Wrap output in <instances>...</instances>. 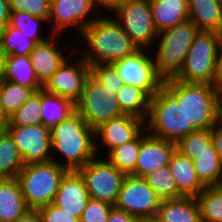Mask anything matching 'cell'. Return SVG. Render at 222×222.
<instances>
[{
  "instance_id": "cell-29",
  "label": "cell",
  "mask_w": 222,
  "mask_h": 222,
  "mask_svg": "<svg viewBox=\"0 0 222 222\" xmlns=\"http://www.w3.org/2000/svg\"><path fill=\"white\" fill-rule=\"evenodd\" d=\"M24 161L13 137L6 130L0 137V179L18 178Z\"/></svg>"
},
{
  "instance_id": "cell-31",
  "label": "cell",
  "mask_w": 222,
  "mask_h": 222,
  "mask_svg": "<svg viewBox=\"0 0 222 222\" xmlns=\"http://www.w3.org/2000/svg\"><path fill=\"white\" fill-rule=\"evenodd\" d=\"M161 200L177 199L179 194L175 179L170 167L162 166L143 177Z\"/></svg>"
},
{
  "instance_id": "cell-16",
  "label": "cell",
  "mask_w": 222,
  "mask_h": 222,
  "mask_svg": "<svg viewBox=\"0 0 222 222\" xmlns=\"http://www.w3.org/2000/svg\"><path fill=\"white\" fill-rule=\"evenodd\" d=\"M145 129V120L126 114L99 125L94 129L96 154L99 156L100 153V157H105L114 148L135 140ZM103 147H106V154L100 152Z\"/></svg>"
},
{
  "instance_id": "cell-11",
  "label": "cell",
  "mask_w": 222,
  "mask_h": 222,
  "mask_svg": "<svg viewBox=\"0 0 222 222\" xmlns=\"http://www.w3.org/2000/svg\"><path fill=\"white\" fill-rule=\"evenodd\" d=\"M97 8L106 9L104 0H51L48 27L52 25V29L49 34L60 35L72 27L80 37L84 29L100 16L95 14Z\"/></svg>"
},
{
  "instance_id": "cell-46",
  "label": "cell",
  "mask_w": 222,
  "mask_h": 222,
  "mask_svg": "<svg viewBox=\"0 0 222 222\" xmlns=\"http://www.w3.org/2000/svg\"><path fill=\"white\" fill-rule=\"evenodd\" d=\"M15 222H42L38 209H29Z\"/></svg>"
},
{
  "instance_id": "cell-22",
  "label": "cell",
  "mask_w": 222,
  "mask_h": 222,
  "mask_svg": "<svg viewBox=\"0 0 222 222\" xmlns=\"http://www.w3.org/2000/svg\"><path fill=\"white\" fill-rule=\"evenodd\" d=\"M189 20L199 31L222 32V3L217 0H187Z\"/></svg>"
},
{
  "instance_id": "cell-13",
  "label": "cell",
  "mask_w": 222,
  "mask_h": 222,
  "mask_svg": "<svg viewBox=\"0 0 222 222\" xmlns=\"http://www.w3.org/2000/svg\"><path fill=\"white\" fill-rule=\"evenodd\" d=\"M161 199L143 177L126 175L115 207L139 220L157 216Z\"/></svg>"
},
{
  "instance_id": "cell-20",
  "label": "cell",
  "mask_w": 222,
  "mask_h": 222,
  "mask_svg": "<svg viewBox=\"0 0 222 222\" xmlns=\"http://www.w3.org/2000/svg\"><path fill=\"white\" fill-rule=\"evenodd\" d=\"M179 194L182 197H197L206 187L198 179L193 161L175 150L169 163Z\"/></svg>"
},
{
  "instance_id": "cell-41",
  "label": "cell",
  "mask_w": 222,
  "mask_h": 222,
  "mask_svg": "<svg viewBox=\"0 0 222 222\" xmlns=\"http://www.w3.org/2000/svg\"><path fill=\"white\" fill-rule=\"evenodd\" d=\"M38 210L42 222H80L79 218L73 217L54 203L40 207Z\"/></svg>"
},
{
  "instance_id": "cell-33",
  "label": "cell",
  "mask_w": 222,
  "mask_h": 222,
  "mask_svg": "<svg viewBox=\"0 0 222 222\" xmlns=\"http://www.w3.org/2000/svg\"><path fill=\"white\" fill-rule=\"evenodd\" d=\"M33 94L30 88L8 80H0V102L5 115L9 118Z\"/></svg>"
},
{
  "instance_id": "cell-49",
  "label": "cell",
  "mask_w": 222,
  "mask_h": 222,
  "mask_svg": "<svg viewBox=\"0 0 222 222\" xmlns=\"http://www.w3.org/2000/svg\"><path fill=\"white\" fill-rule=\"evenodd\" d=\"M141 222H162V221L155 216V217L143 219V220H141Z\"/></svg>"
},
{
  "instance_id": "cell-34",
  "label": "cell",
  "mask_w": 222,
  "mask_h": 222,
  "mask_svg": "<svg viewBox=\"0 0 222 222\" xmlns=\"http://www.w3.org/2000/svg\"><path fill=\"white\" fill-rule=\"evenodd\" d=\"M42 124L41 89L33 92L29 99L8 118L7 126H29Z\"/></svg>"
},
{
  "instance_id": "cell-35",
  "label": "cell",
  "mask_w": 222,
  "mask_h": 222,
  "mask_svg": "<svg viewBox=\"0 0 222 222\" xmlns=\"http://www.w3.org/2000/svg\"><path fill=\"white\" fill-rule=\"evenodd\" d=\"M202 222H222V189L218 186L206 187L196 197Z\"/></svg>"
},
{
  "instance_id": "cell-47",
  "label": "cell",
  "mask_w": 222,
  "mask_h": 222,
  "mask_svg": "<svg viewBox=\"0 0 222 222\" xmlns=\"http://www.w3.org/2000/svg\"><path fill=\"white\" fill-rule=\"evenodd\" d=\"M4 65H5V55L0 44V80L2 79L4 74Z\"/></svg>"
},
{
  "instance_id": "cell-17",
  "label": "cell",
  "mask_w": 222,
  "mask_h": 222,
  "mask_svg": "<svg viewBox=\"0 0 222 222\" xmlns=\"http://www.w3.org/2000/svg\"><path fill=\"white\" fill-rule=\"evenodd\" d=\"M175 150V142L156 138L145 129L141 133L140 151L136 169L132 175L144 177L159 167L168 166Z\"/></svg>"
},
{
  "instance_id": "cell-52",
  "label": "cell",
  "mask_w": 222,
  "mask_h": 222,
  "mask_svg": "<svg viewBox=\"0 0 222 222\" xmlns=\"http://www.w3.org/2000/svg\"><path fill=\"white\" fill-rule=\"evenodd\" d=\"M218 187L222 189V177H221Z\"/></svg>"
},
{
  "instance_id": "cell-39",
  "label": "cell",
  "mask_w": 222,
  "mask_h": 222,
  "mask_svg": "<svg viewBox=\"0 0 222 222\" xmlns=\"http://www.w3.org/2000/svg\"><path fill=\"white\" fill-rule=\"evenodd\" d=\"M51 0H9L11 11L31 13L34 17L49 20Z\"/></svg>"
},
{
  "instance_id": "cell-37",
  "label": "cell",
  "mask_w": 222,
  "mask_h": 222,
  "mask_svg": "<svg viewBox=\"0 0 222 222\" xmlns=\"http://www.w3.org/2000/svg\"><path fill=\"white\" fill-rule=\"evenodd\" d=\"M212 142L211 129L196 130L176 142V150L194 160Z\"/></svg>"
},
{
  "instance_id": "cell-2",
  "label": "cell",
  "mask_w": 222,
  "mask_h": 222,
  "mask_svg": "<svg viewBox=\"0 0 222 222\" xmlns=\"http://www.w3.org/2000/svg\"><path fill=\"white\" fill-rule=\"evenodd\" d=\"M163 87L182 105L186 127L207 130L222 118V95L215 85L172 78L165 80Z\"/></svg>"
},
{
  "instance_id": "cell-24",
  "label": "cell",
  "mask_w": 222,
  "mask_h": 222,
  "mask_svg": "<svg viewBox=\"0 0 222 222\" xmlns=\"http://www.w3.org/2000/svg\"><path fill=\"white\" fill-rule=\"evenodd\" d=\"M156 217L162 222H202L200 207L195 197L161 200Z\"/></svg>"
},
{
  "instance_id": "cell-30",
  "label": "cell",
  "mask_w": 222,
  "mask_h": 222,
  "mask_svg": "<svg viewBox=\"0 0 222 222\" xmlns=\"http://www.w3.org/2000/svg\"><path fill=\"white\" fill-rule=\"evenodd\" d=\"M140 145L141 134L135 140L114 148L105 158L125 175H132L136 169Z\"/></svg>"
},
{
  "instance_id": "cell-26",
  "label": "cell",
  "mask_w": 222,
  "mask_h": 222,
  "mask_svg": "<svg viewBox=\"0 0 222 222\" xmlns=\"http://www.w3.org/2000/svg\"><path fill=\"white\" fill-rule=\"evenodd\" d=\"M76 112V104L61 96L41 89L42 124L48 128L58 125Z\"/></svg>"
},
{
  "instance_id": "cell-12",
  "label": "cell",
  "mask_w": 222,
  "mask_h": 222,
  "mask_svg": "<svg viewBox=\"0 0 222 222\" xmlns=\"http://www.w3.org/2000/svg\"><path fill=\"white\" fill-rule=\"evenodd\" d=\"M84 179L89 196L115 206L125 174L105 157L96 156L77 170Z\"/></svg>"
},
{
  "instance_id": "cell-25",
  "label": "cell",
  "mask_w": 222,
  "mask_h": 222,
  "mask_svg": "<svg viewBox=\"0 0 222 222\" xmlns=\"http://www.w3.org/2000/svg\"><path fill=\"white\" fill-rule=\"evenodd\" d=\"M2 79L39 91L43 85L38 81L29 56L10 55L5 57L4 74Z\"/></svg>"
},
{
  "instance_id": "cell-51",
  "label": "cell",
  "mask_w": 222,
  "mask_h": 222,
  "mask_svg": "<svg viewBox=\"0 0 222 222\" xmlns=\"http://www.w3.org/2000/svg\"><path fill=\"white\" fill-rule=\"evenodd\" d=\"M119 1H124V0H104V2H119Z\"/></svg>"
},
{
  "instance_id": "cell-3",
  "label": "cell",
  "mask_w": 222,
  "mask_h": 222,
  "mask_svg": "<svg viewBox=\"0 0 222 222\" xmlns=\"http://www.w3.org/2000/svg\"><path fill=\"white\" fill-rule=\"evenodd\" d=\"M50 138L52 161L68 170H78L97 156L94 129L77 111L58 125L51 127ZM54 155H59L61 161Z\"/></svg>"
},
{
  "instance_id": "cell-8",
  "label": "cell",
  "mask_w": 222,
  "mask_h": 222,
  "mask_svg": "<svg viewBox=\"0 0 222 222\" xmlns=\"http://www.w3.org/2000/svg\"><path fill=\"white\" fill-rule=\"evenodd\" d=\"M220 45L221 33L199 31L191 44L182 70L174 79L214 85Z\"/></svg>"
},
{
  "instance_id": "cell-21",
  "label": "cell",
  "mask_w": 222,
  "mask_h": 222,
  "mask_svg": "<svg viewBox=\"0 0 222 222\" xmlns=\"http://www.w3.org/2000/svg\"><path fill=\"white\" fill-rule=\"evenodd\" d=\"M29 209L18 178L0 179V222H15Z\"/></svg>"
},
{
  "instance_id": "cell-50",
  "label": "cell",
  "mask_w": 222,
  "mask_h": 222,
  "mask_svg": "<svg viewBox=\"0 0 222 222\" xmlns=\"http://www.w3.org/2000/svg\"><path fill=\"white\" fill-rule=\"evenodd\" d=\"M7 130V123H0V137Z\"/></svg>"
},
{
  "instance_id": "cell-6",
  "label": "cell",
  "mask_w": 222,
  "mask_h": 222,
  "mask_svg": "<svg viewBox=\"0 0 222 222\" xmlns=\"http://www.w3.org/2000/svg\"><path fill=\"white\" fill-rule=\"evenodd\" d=\"M68 171L55 161L24 165L18 180L28 207L39 209L53 203L61 180Z\"/></svg>"
},
{
  "instance_id": "cell-7",
  "label": "cell",
  "mask_w": 222,
  "mask_h": 222,
  "mask_svg": "<svg viewBox=\"0 0 222 222\" xmlns=\"http://www.w3.org/2000/svg\"><path fill=\"white\" fill-rule=\"evenodd\" d=\"M146 129L156 138L175 143L196 131L193 127H186V115L182 105L164 87L151 98Z\"/></svg>"
},
{
  "instance_id": "cell-10",
  "label": "cell",
  "mask_w": 222,
  "mask_h": 222,
  "mask_svg": "<svg viewBox=\"0 0 222 222\" xmlns=\"http://www.w3.org/2000/svg\"><path fill=\"white\" fill-rule=\"evenodd\" d=\"M150 49H137L133 54L111 63L124 85L144 90L151 98L164 86ZM152 53V54H151Z\"/></svg>"
},
{
  "instance_id": "cell-15",
  "label": "cell",
  "mask_w": 222,
  "mask_h": 222,
  "mask_svg": "<svg viewBox=\"0 0 222 222\" xmlns=\"http://www.w3.org/2000/svg\"><path fill=\"white\" fill-rule=\"evenodd\" d=\"M24 165L52 161L50 128L40 125L7 126Z\"/></svg>"
},
{
  "instance_id": "cell-38",
  "label": "cell",
  "mask_w": 222,
  "mask_h": 222,
  "mask_svg": "<svg viewBox=\"0 0 222 222\" xmlns=\"http://www.w3.org/2000/svg\"><path fill=\"white\" fill-rule=\"evenodd\" d=\"M91 75L106 86V88L113 90L115 94H117L124 85L112 64H96L91 66Z\"/></svg>"
},
{
  "instance_id": "cell-1",
  "label": "cell",
  "mask_w": 222,
  "mask_h": 222,
  "mask_svg": "<svg viewBox=\"0 0 222 222\" xmlns=\"http://www.w3.org/2000/svg\"><path fill=\"white\" fill-rule=\"evenodd\" d=\"M102 10L106 9H101V15L84 29L79 37L81 42L75 39L83 47L86 45L79 54L90 66L111 64L138 49L114 17L110 13L109 17L107 13L103 16Z\"/></svg>"
},
{
  "instance_id": "cell-43",
  "label": "cell",
  "mask_w": 222,
  "mask_h": 222,
  "mask_svg": "<svg viewBox=\"0 0 222 222\" xmlns=\"http://www.w3.org/2000/svg\"><path fill=\"white\" fill-rule=\"evenodd\" d=\"M211 138L215 150L222 159V118L211 128Z\"/></svg>"
},
{
  "instance_id": "cell-23",
  "label": "cell",
  "mask_w": 222,
  "mask_h": 222,
  "mask_svg": "<svg viewBox=\"0 0 222 222\" xmlns=\"http://www.w3.org/2000/svg\"><path fill=\"white\" fill-rule=\"evenodd\" d=\"M149 2L158 33L189 19L187 0H149Z\"/></svg>"
},
{
  "instance_id": "cell-28",
  "label": "cell",
  "mask_w": 222,
  "mask_h": 222,
  "mask_svg": "<svg viewBox=\"0 0 222 222\" xmlns=\"http://www.w3.org/2000/svg\"><path fill=\"white\" fill-rule=\"evenodd\" d=\"M116 95L123 114L147 121L151 97L144 90L131 85H123Z\"/></svg>"
},
{
  "instance_id": "cell-14",
  "label": "cell",
  "mask_w": 222,
  "mask_h": 222,
  "mask_svg": "<svg viewBox=\"0 0 222 222\" xmlns=\"http://www.w3.org/2000/svg\"><path fill=\"white\" fill-rule=\"evenodd\" d=\"M79 56V57H78ZM75 60L70 57L45 82L46 92L67 98L75 104L80 100L86 80L91 74V66L78 55Z\"/></svg>"
},
{
  "instance_id": "cell-48",
  "label": "cell",
  "mask_w": 222,
  "mask_h": 222,
  "mask_svg": "<svg viewBox=\"0 0 222 222\" xmlns=\"http://www.w3.org/2000/svg\"><path fill=\"white\" fill-rule=\"evenodd\" d=\"M0 123H8V117L3 112L1 102H0Z\"/></svg>"
},
{
  "instance_id": "cell-44",
  "label": "cell",
  "mask_w": 222,
  "mask_h": 222,
  "mask_svg": "<svg viewBox=\"0 0 222 222\" xmlns=\"http://www.w3.org/2000/svg\"><path fill=\"white\" fill-rule=\"evenodd\" d=\"M11 9L9 0H0V30L10 22Z\"/></svg>"
},
{
  "instance_id": "cell-45",
  "label": "cell",
  "mask_w": 222,
  "mask_h": 222,
  "mask_svg": "<svg viewBox=\"0 0 222 222\" xmlns=\"http://www.w3.org/2000/svg\"><path fill=\"white\" fill-rule=\"evenodd\" d=\"M215 87L220 91L222 95V43L219 48L217 63H216V77Z\"/></svg>"
},
{
  "instance_id": "cell-40",
  "label": "cell",
  "mask_w": 222,
  "mask_h": 222,
  "mask_svg": "<svg viewBox=\"0 0 222 222\" xmlns=\"http://www.w3.org/2000/svg\"><path fill=\"white\" fill-rule=\"evenodd\" d=\"M113 205L90 198L80 222H107Z\"/></svg>"
},
{
  "instance_id": "cell-32",
  "label": "cell",
  "mask_w": 222,
  "mask_h": 222,
  "mask_svg": "<svg viewBox=\"0 0 222 222\" xmlns=\"http://www.w3.org/2000/svg\"><path fill=\"white\" fill-rule=\"evenodd\" d=\"M0 44L5 57H7L29 55L37 43L22 34L19 29L7 24L0 30Z\"/></svg>"
},
{
  "instance_id": "cell-36",
  "label": "cell",
  "mask_w": 222,
  "mask_h": 222,
  "mask_svg": "<svg viewBox=\"0 0 222 222\" xmlns=\"http://www.w3.org/2000/svg\"><path fill=\"white\" fill-rule=\"evenodd\" d=\"M42 23L45 25L48 21L44 18L34 17L31 13L23 11H11L9 24L14 28L19 29V31L27 36L29 39L34 40L36 43H41L46 41L48 38L46 36L40 35V28Z\"/></svg>"
},
{
  "instance_id": "cell-5",
  "label": "cell",
  "mask_w": 222,
  "mask_h": 222,
  "mask_svg": "<svg viewBox=\"0 0 222 222\" xmlns=\"http://www.w3.org/2000/svg\"><path fill=\"white\" fill-rule=\"evenodd\" d=\"M138 49H152L159 35L155 28L149 0L104 2ZM114 13V14H113ZM116 14V15H115Z\"/></svg>"
},
{
  "instance_id": "cell-27",
  "label": "cell",
  "mask_w": 222,
  "mask_h": 222,
  "mask_svg": "<svg viewBox=\"0 0 222 222\" xmlns=\"http://www.w3.org/2000/svg\"><path fill=\"white\" fill-rule=\"evenodd\" d=\"M192 161L196 175L205 187L219 185L222 177V159L212 142Z\"/></svg>"
},
{
  "instance_id": "cell-18",
  "label": "cell",
  "mask_w": 222,
  "mask_h": 222,
  "mask_svg": "<svg viewBox=\"0 0 222 222\" xmlns=\"http://www.w3.org/2000/svg\"><path fill=\"white\" fill-rule=\"evenodd\" d=\"M47 37L48 39L46 41L37 43L28 55L34 73L42 85H44L53 73L70 57L63 52V50L66 51V48L61 49V47H63L59 44V37H61V35L50 34Z\"/></svg>"
},
{
  "instance_id": "cell-9",
  "label": "cell",
  "mask_w": 222,
  "mask_h": 222,
  "mask_svg": "<svg viewBox=\"0 0 222 222\" xmlns=\"http://www.w3.org/2000/svg\"><path fill=\"white\" fill-rule=\"evenodd\" d=\"M76 111L93 129L123 115L117 101V95L97 81L91 74L88 76Z\"/></svg>"
},
{
  "instance_id": "cell-42",
  "label": "cell",
  "mask_w": 222,
  "mask_h": 222,
  "mask_svg": "<svg viewBox=\"0 0 222 222\" xmlns=\"http://www.w3.org/2000/svg\"><path fill=\"white\" fill-rule=\"evenodd\" d=\"M107 222H141V220L113 206Z\"/></svg>"
},
{
  "instance_id": "cell-19",
  "label": "cell",
  "mask_w": 222,
  "mask_h": 222,
  "mask_svg": "<svg viewBox=\"0 0 222 222\" xmlns=\"http://www.w3.org/2000/svg\"><path fill=\"white\" fill-rule=\"evenodd\" d=\"M89 200L83 177L77 170H69L61 180L53 203L80 219Z\"/></svg>"
},
{
  "instance_id": "cell-4",
  "label": "cell",
  "mask_w": 222,
  "mask_h": 222,
  "mask_svg": "<svg viewBox=\"0 0 222 222\" xmlns=\"http://www.w3.org/2000/svg\"><path fill=\"white\" fill-rule=\"evenodd\" d=\"M198 32L196 25L188 19L159 33L153 46L155 49L151 51L156 69L164 80L175 78L180 73Z\"/></svg>"
}]
</instances>
